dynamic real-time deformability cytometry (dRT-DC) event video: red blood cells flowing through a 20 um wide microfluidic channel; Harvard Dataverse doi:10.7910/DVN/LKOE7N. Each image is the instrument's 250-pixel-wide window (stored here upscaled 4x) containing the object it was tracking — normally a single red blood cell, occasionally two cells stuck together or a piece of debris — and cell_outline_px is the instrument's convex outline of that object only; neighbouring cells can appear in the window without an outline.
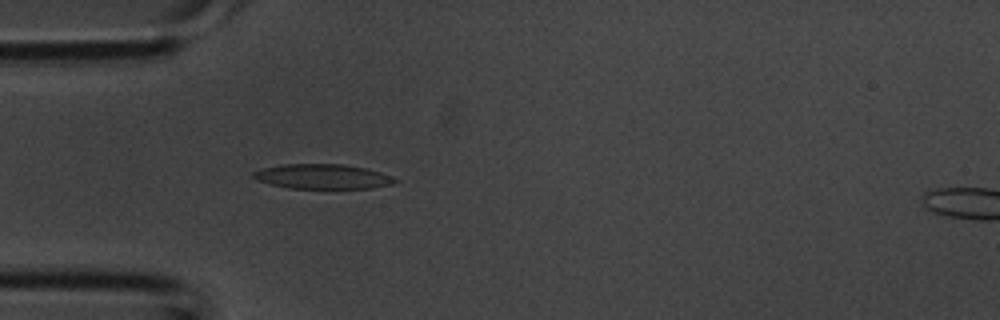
{"species": "common noctule bat (a hibernating species)", "species_latin": "Nyctalus noctula", "temperature_condition": "room temperature", "stored_images_in_passage": 2, "camera_frame_rate_fps": 3000, "um_per_image_px": 0.085, "animal": {"sex": "male", "body_mass_g": 20.1, "forearm_length_mm": 53.5}, "frame": {"image": 1, "passage_image": 1, "time_ms": 0.0, "image_size_px": [1000, 320], "cell_outline_px": [[400, 180], [392, 184], [372, 188], [288, 188], [272, 184], [260, 180], [252, 176], [252, 172], [264, 168], [280, 164], [344, 164], [368, 168], [392, 176]], "centroid_in_image_um": [27.48, 14.99], "position_along_channel_um": 57.5, "area_um2": 20.4}}